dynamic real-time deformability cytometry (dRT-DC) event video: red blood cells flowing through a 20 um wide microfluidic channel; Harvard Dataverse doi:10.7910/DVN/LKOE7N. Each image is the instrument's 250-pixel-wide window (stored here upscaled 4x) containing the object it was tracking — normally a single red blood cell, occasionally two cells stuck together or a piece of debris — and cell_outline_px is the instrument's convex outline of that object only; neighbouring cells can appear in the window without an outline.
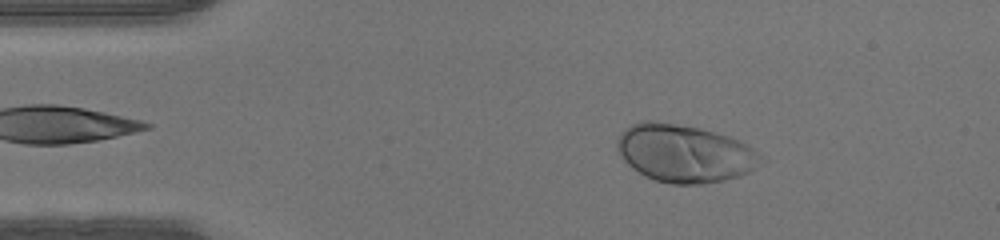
{"species": "human", "species_latin": "Homo sapiens", "temperature_condition": "warm", "stored_images_in_passage": 46, "camera_frame_rate_fps": 3000, "um_per_image_px": 0.085, "donor": {"sex": "male"}, "frame": {"image": 1, "passage_image": 7, "time_ms": 2.0, "image_size_px": [1000, 240], "cell_outline_px": [[760, 156], [752, 168], [748, 172], [724, 180], [700, 184], [672, 184], [656, 180], [644, 176], [632, 168], [624, 160], [616, 144], [624, 128], [632, 124], [648, 120], [700, 128], [728, 136], [740, 140], [748, 144]], "centroid_in_image_um": [58.13, 13.03], "position_along_channel_um": 26.9, "area_um2": 47.51}}
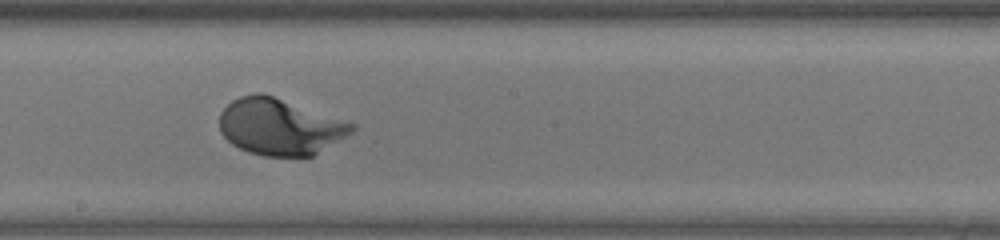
{"frame": {"image": 2, "passage_image": 25, "time_ms": 8.0, "image_size_px": [1000, 240], "cell_outline_px": [[356, 128], [352, 132], [312, 156], [264, 156], [248, 152], [232, 144], [220, 132], [220, 112], [232, 100], [240, 96], [256, 92], [260, 92], [356, 124]], "centroid_in_image_um": [23.75, 10.77], "position_along_channel_um": 224.4, "area_um2": 43.06}}
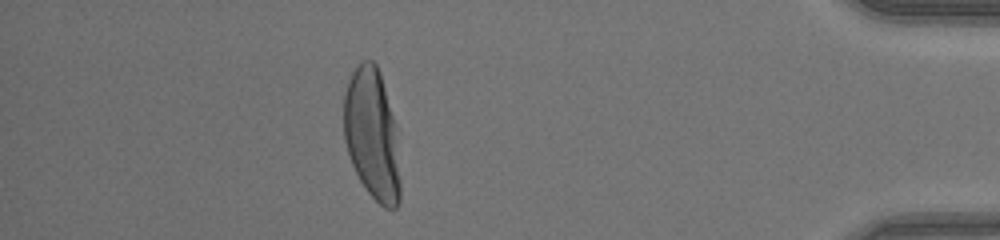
{"frame": {"image": 3, "passage_image": 41, "time_ms": 13.333, "image_size_px": [1000, 240], "cell_outline_px": [[400, 200], [396, 208], [384, 208], [364, 188], [352, 164], [344, 140], [344, 92], [348, 80], [356, 64], [364, 60], [372, 60], [376, 64], [380, 72], [396, 128], [400, 180]], "centroid_in_image_um": [31.62, 11.42], "position_along_channel_um": 403.6, "area_um2": 43.12}}